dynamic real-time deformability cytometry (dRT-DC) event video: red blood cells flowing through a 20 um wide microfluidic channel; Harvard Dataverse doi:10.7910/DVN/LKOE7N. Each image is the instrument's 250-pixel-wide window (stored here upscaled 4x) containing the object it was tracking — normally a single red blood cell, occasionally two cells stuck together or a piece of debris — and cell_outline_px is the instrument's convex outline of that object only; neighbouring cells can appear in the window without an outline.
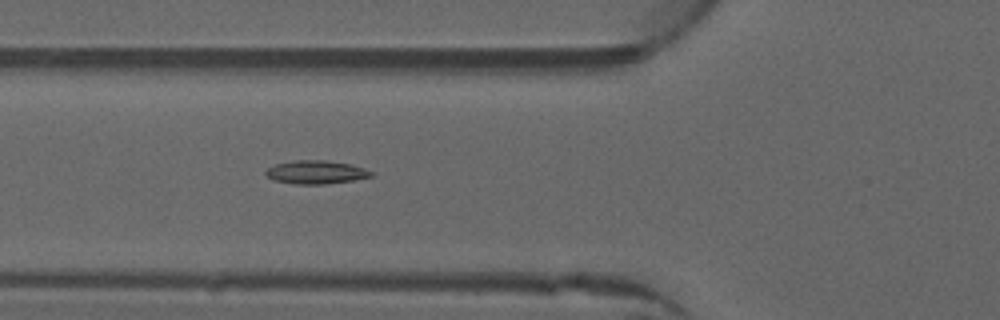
{"species": "common noctule bat (a hibernating species)", "species_latin": "Nyctalus noctula", "temperature_condition": "warm", "stored_images_in_passage": 43, "camera_frame_rate_fps": 3000, "um_per_image_px": 0.085, "animal": {"sex": "male", "forearm_length_mm": 52.5}, "frame": {"image": 1, "passage_image": 14, "time_ms": 4.333, "image_size_px": [1000, 320], "cell_outline_px": [[372, 176], [352, 180], [324, 184], [296, 184], [272, 180], [264, 176], [264, 172], [268, 168], [276, 164], [296, 160], [324, 160], [352, 164], [364, 168], [372, 172]], "centroid_in_image_um": [26.81, 14.63], "position_along_channel_um": 99.0, "area_um2": 14.33}}
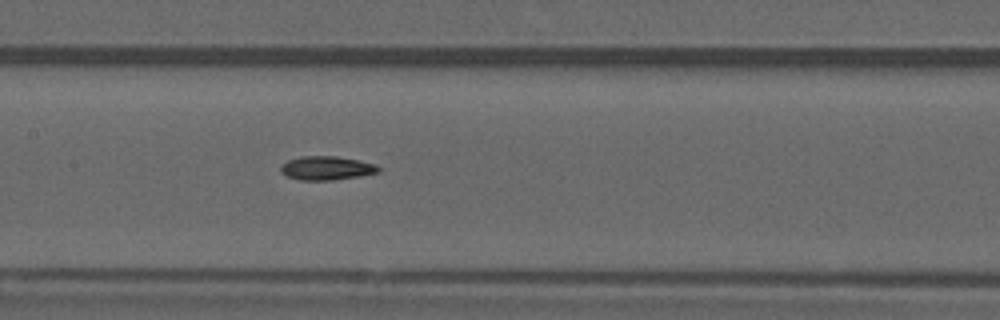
{"frame": {"image": 2, "passage_image": 20, "time_ms": 6.333, "image_size_px": [1000, 320], "cell_outline_px": [[380, 172], [360, 176], [332, 180], [300, 180], [288, 176], [280, 172], [280, 168], [288, 160], [300, 156], [336, 156], [376, 164], [380, 168]], "centroid_in_image_um": [27.77, 14.29], "position_along_channel_um": 179.6, "area_um2": 13.47}}
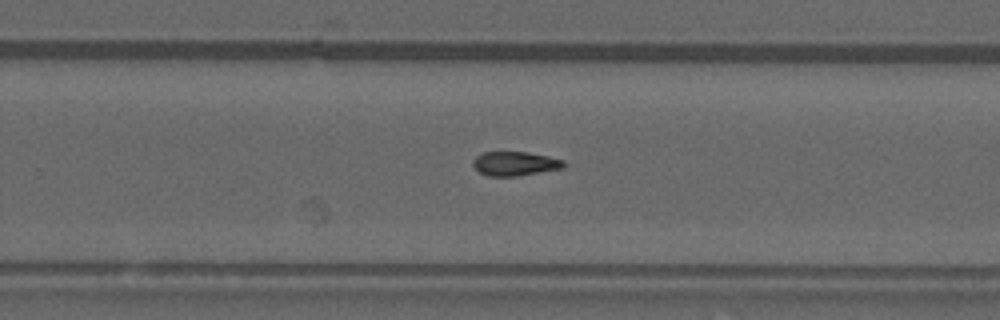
{"frame": {"image": 3, "passage_image": 28, "time_ms": 9.0, "image_size_px": [1000, 320], "cell_outline_px": [[568, 164], [560, 168], [516, 176], [488, 176], [480, 172], [472, 164], [472, 160], [476, 156], [484, 152], [528, 152], [548, 156], [564, 160]], "centroid_in_image_um": [43.76, 13.9], "position_along_channel_um": 286.0, "area_um2": 12.66}}